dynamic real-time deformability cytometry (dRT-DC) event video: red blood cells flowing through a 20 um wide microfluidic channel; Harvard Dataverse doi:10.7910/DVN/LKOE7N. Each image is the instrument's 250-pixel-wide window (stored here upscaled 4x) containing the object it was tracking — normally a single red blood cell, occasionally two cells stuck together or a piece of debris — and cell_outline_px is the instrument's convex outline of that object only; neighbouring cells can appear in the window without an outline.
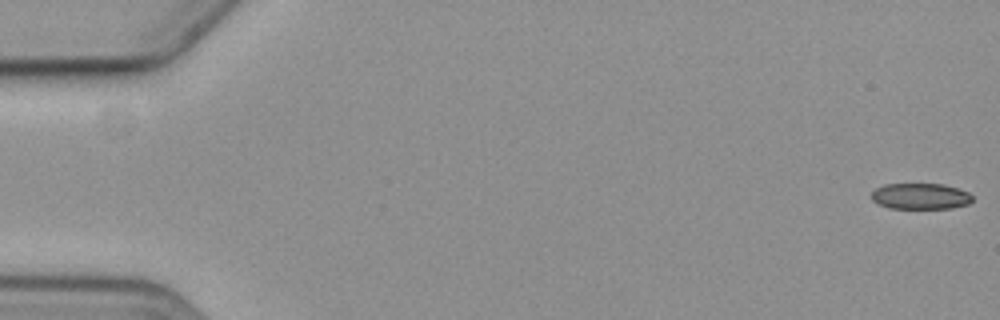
{"species": "common noctule bat (a hibernating species)", "species_latin": "Nyctalus noctula", "temperature_condition": "cold", "stored_images_in_passage": 5, "camera_frame_rate_fps": 3000, "um_per_image_px": 0.085, "animal": {"sex": "female", "body_mass_g": 19.3, "forearm_length_mm": 54.1}, "frame": {"image": 1, "passage_image": 1, "time_ms": 0.0, "image_size_px": [1000, 320], "cell_outline_px": [[972, 200], [968, 204], [952, 208], [892, 208], [880, 204], [872, 200], [872, 192], [876, 188], [884, 184], [944, 184], [968, 192], [972, 196]], "centroid_in_image_um": [78.25, 16.67], "position_along_channel_um": 6.8, "area_um2": 15.14}}
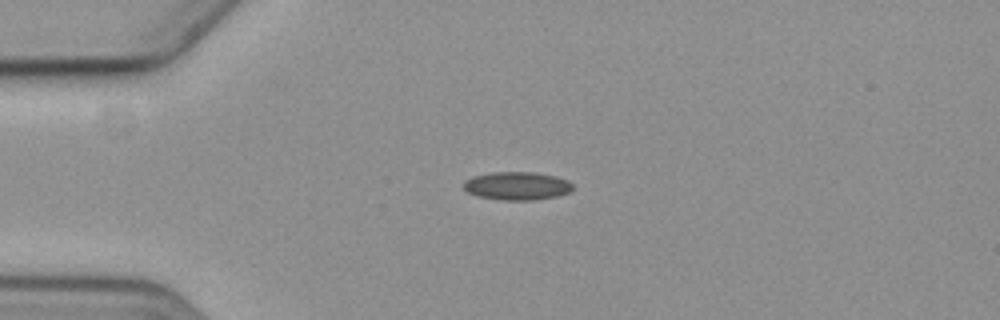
{"frame": {"image": 2, "passage_image": 4, "time_ms": 4.667, "image_size_px": [1000, 320], "cell_outline_px": [[572, 192], [556, 196], [536, 200], [500, 200], [476, 196], [468, 192], [464, 188], [464, 180], [472, 176], [492, 172], [536, 172], [556, 176], [568, 180], [572, 184]], "centroid_in_image_um": [43.95, 15.8], "position_along_channel_um": 41.1, "area_um2": 18.15}}